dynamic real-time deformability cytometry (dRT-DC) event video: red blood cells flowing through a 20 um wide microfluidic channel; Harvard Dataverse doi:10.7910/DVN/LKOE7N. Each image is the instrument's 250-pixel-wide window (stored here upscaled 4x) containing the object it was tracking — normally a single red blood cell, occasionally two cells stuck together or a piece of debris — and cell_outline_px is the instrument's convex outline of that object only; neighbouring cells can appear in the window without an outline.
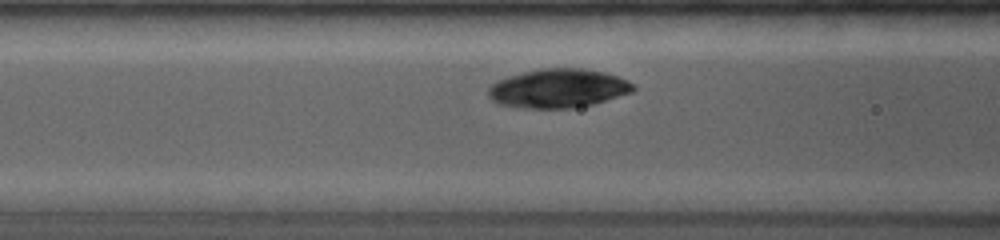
{"species": "common noctule bat (a hibernating species)", "species_latin": "Nyctalus noctula", "temperature_condition": "room temperature", "stored_images_in_passage": 52, "camera_frame_rate_fps": 4000, "um_per_image_px": 0.085, "animal": {"sex": "female", "body_mass_g": 19.0, "forearm_length_mm": 53.3}, "frame": {"image": 1, "passage_image": 11, "time_ms": 2.25, "image_size_px": [1000, 240], "cell_outline_px": [[636, 88], [632, 92], [592, 104], [572, 108], [520, 108], [500, 104], [492, 100], [488, 96], [488, 88], [496, 80], [508, 76], [540, 68], [580, 68], [604, 72], [628, 80]], "centroid_in_image_um": [47.41, 7.51], "position_along_channel_um": 119.2, "area_um2": 32.77}}
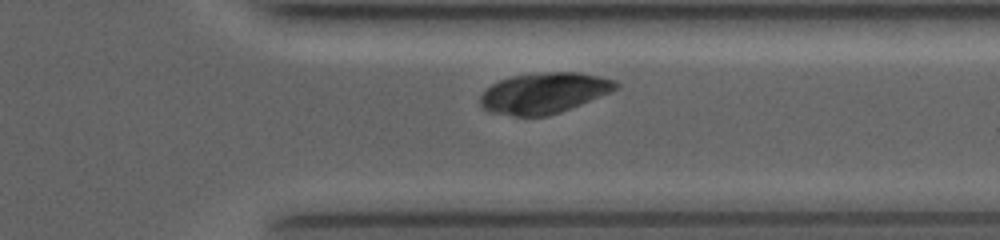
{"frame": {"image": 2, "passage_image": 46, "time_ms": 8.5, "image_size_px": [1000, 240], "cell_outline_px": [[620, 84], [616, 88], [600, 96], [560, 112], [548, 116], [512, 116], [488, 112], [480, 104], [480, 96], [492, 84], [500, 80], [512, 76], [544, 72], [580, 72], [600, 76], [616, 80]], "centroid_in_image_um": [46.23, 7.91], "position_along_channel_um": 365.2, "area_um2": 32.02}}
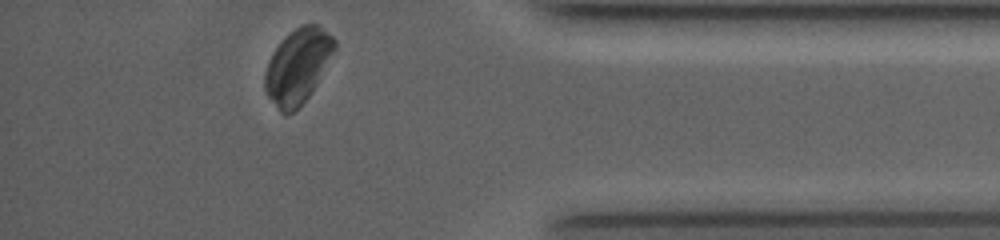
{"frame": {"image": 3, "passage_image": 52, "time_ms": 10.0, "image_size_px": [1000, 240], "cell_outline_px": [[336, 48], [316, 84], [308, 96], [288, 116], [284, 116], [280, 112], [268, 96], [264, 88], [264, 72], [268, 60], [272, 52], [284, 36], [296, 28], [304, 24], [316, 24], [332, 36], [336, 40]], "centroid_in_image_um": [25.28, 5.62], "position_along_channel_um": 409.9, "area_um2": 30.11}}